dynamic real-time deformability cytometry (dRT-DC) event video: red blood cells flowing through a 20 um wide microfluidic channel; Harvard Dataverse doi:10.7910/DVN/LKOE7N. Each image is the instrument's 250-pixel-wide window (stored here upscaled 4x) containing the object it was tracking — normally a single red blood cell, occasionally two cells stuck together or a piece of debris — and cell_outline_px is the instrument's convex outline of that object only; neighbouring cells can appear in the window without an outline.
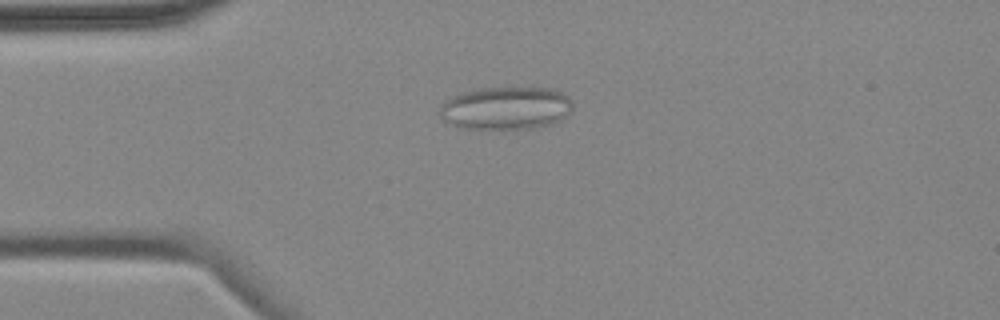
{"species": "common noctule bat (a hibernating species)", "species_latin": "Nyctalus noctula", "temperature_condition": "cold", "stored_images_in_passage": 7, "camera_frame_rate_fps": 3000, "um_per_image_px": 0.085, "animal": {"sex": "female", "body_mass_g": 18.4}, "frame": {"image": 1, "passage_image": 4, "time_ms": 3.667, "image_size_px": [1000, 320], "cell_outline_px": [[572, 112], [568, 116], [556, 124], [536, 128], [460, 128], [444, 120], [440, 116], [440, 108], [444, 100], [460, 92], [480, 88], [556, 88], [568, 96], [572, 100]], "centroid_in_image_um": [43.06, 9.18], "position_along_channel_um": 41.9, "area_um2": 33.7}}